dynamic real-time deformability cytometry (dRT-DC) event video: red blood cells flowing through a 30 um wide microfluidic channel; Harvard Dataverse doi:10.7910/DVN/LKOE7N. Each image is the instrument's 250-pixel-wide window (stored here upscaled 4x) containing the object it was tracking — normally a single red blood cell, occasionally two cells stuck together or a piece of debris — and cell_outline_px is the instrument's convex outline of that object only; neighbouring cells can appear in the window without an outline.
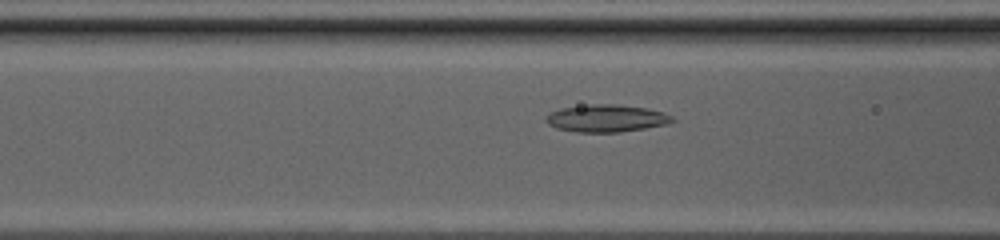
{"species": "common noctule bat (a hibernating species)", "species_latin": "Nyctalus noctula", "temperature_condition": "cold", "stored_images_in_passage": 44, "camera_frame_rate_fps": 3000, "um_per_image_px": 0.085, "animal": {"sex": "female", "body_mass_g": 20.0, "forearm_length_mm": 54.0}, "frame": {"image": 1, "passage_image": 15, "time_ms": 4.667, "image_size_px": [1000, 240], "cell_outline_px": [[676, 120], [668, 124], [620, 132], [576, 132], [556, 128], [548, 124], [544, 120], [544, 116], [548, 112], [560, 108], [592, 104], [616, 104], [648, 108], [664, 112], [672, 116]], "centroid_in_image_um": [51.52, 10.05], "position_along_channel_um": 115.1, "area_um2": 20.4}}
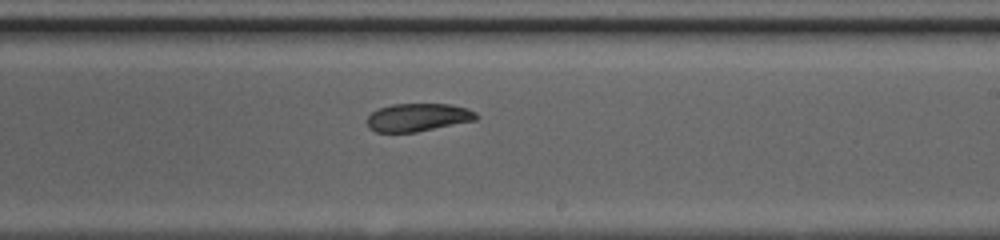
{"frame": {"image": 2, "passage_image": 25, "time_ms": 8.0, "image_size_px": [1000, 240], "cell_outline_px": [[480, 116], [476, 120], [416, 132], [376, 132], [368, 128], [368, 116], [372, 112], [380, 108], [392, 104], [452, 104], [468, 108], [476, 112]], "centroid_in_image_um": [35.56, 9.97], "position_along_channel_um": 253.4, "area_um2": 17.86}}
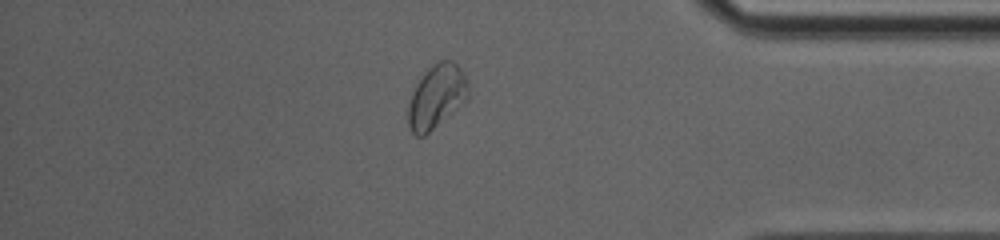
{"frame": {"image": 3, "passage_image": 37, "time_ms": 12.0, "image_size_px": [1000, 240], "cell_outline_px": [[468, 100], [424, 136], [416, 136], [412, 132], [408, 124], [408, 104], [412, 92], [416, 84], [424, 72], [432, 64], [440, 60], [452, 60], [464, 72], [468, 84]], "centroid_in_image_um": [37.11, 8.19], "position_along_channel_um": 398.1, "area_um2": 22.37}, "authors_computed_cell_mechanics": {"area_um2": 20.6346, "velocity_mm_per_s": 4.1574, "shape_relaxation_time_tau1_ms": null, "shape_relaxation_time_tau2_ms": 3.326, "deformation_change_tau1": null, "deformation_change_tau2": 0.0836}}